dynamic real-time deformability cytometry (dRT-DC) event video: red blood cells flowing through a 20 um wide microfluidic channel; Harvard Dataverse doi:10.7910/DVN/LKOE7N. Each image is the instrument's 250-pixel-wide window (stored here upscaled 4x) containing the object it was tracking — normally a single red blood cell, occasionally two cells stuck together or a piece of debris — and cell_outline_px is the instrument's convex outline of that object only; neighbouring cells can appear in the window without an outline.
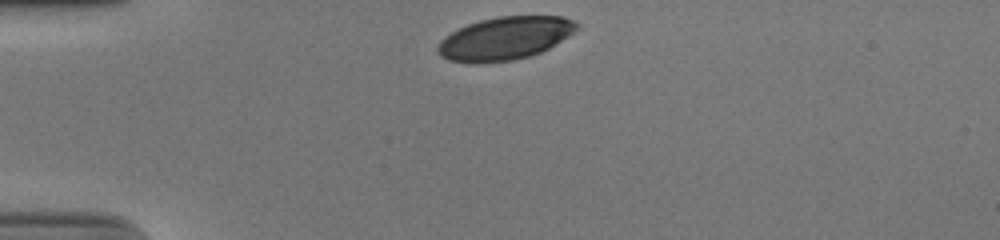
{"species": "human", "species_latin": "Homo sapiens", "temperature_condition": "cold", "stored_images_in_passage": 31, "camera_frame_rate_fps": 3000, "um_per_image_px": 0.085, "donor": {"sex": "male"}, "frame": {"image": 1, "passage_image": 1, "time_ms": 0.0, "image_size_px": [1000, 240], "cell_outline_px": [[580, 28], [568, 36], [548, 48], [540, 52], [528, 56], [512, 60], [480, 64], [468, 64], [448, 60], [440, 56], [436, 52], [436, 48], [440, 40], [444, 36], [468, 24], [480, 20], [500, 16], [564, 16], [580, 24]], "centroid_in_image_um": [42.88, 3.27], "position_along_channel_um": 42.1, "area_um2": 35.08}}
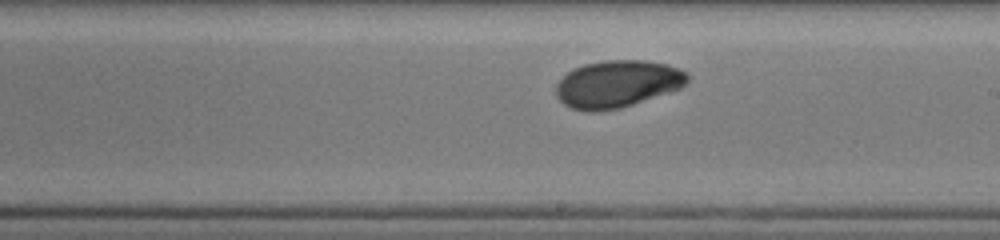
{"frame": {"image": 2, "passage_image": 19, "time_ms": 6.0, "image_size_px": [1000, 240], "cell_outline_px": [[688, 80], [680, 88], [620, 108], [592, 112], [588, 112], [572, 108], [564, 104], [556, 96], [556, 84], [568, 72], [584, 64], [604, 60], [644, 60], [668, 64], [680, 68], [688, 72]], "centroid_in_image_um": [52.48, 7.12], "position_along_channel_um": 236.5, "area_um2": 36.01}}
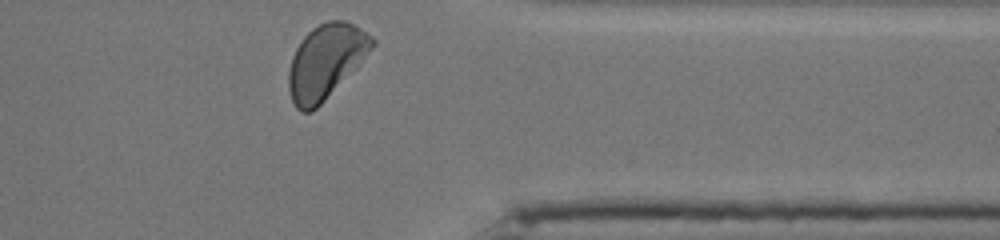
{"frame": {"image": 3, "passage_image": 31, "time_ms": 10.0, "image_size_px": [1000, 240], "cell_outline_px": [[376, 44], [360, 64], [312, 112], [300, 112], [296, 108], [292, 100], [288, 88], [288, 72], [292, 56], [296, 48], [304, 36], [312, 28], [328, 20], [348, 20], [372, 36], [376, 40]], "centroid_in_image_um": [27.69, 5.22], "position_along_channel_um": 383.7, "area_um2": 36.13}, "authors_computed_cell_mechanics": {"area_um2": 36.125, "velocity_mm_per_s": 3.8457, "shape_relaxation_time_tau1_ms": 4.0443, "shape_relaxation_time_tau2_ms": null, "deformation_change_tau1": 0.1354, "deformation_change_tau2": null}}